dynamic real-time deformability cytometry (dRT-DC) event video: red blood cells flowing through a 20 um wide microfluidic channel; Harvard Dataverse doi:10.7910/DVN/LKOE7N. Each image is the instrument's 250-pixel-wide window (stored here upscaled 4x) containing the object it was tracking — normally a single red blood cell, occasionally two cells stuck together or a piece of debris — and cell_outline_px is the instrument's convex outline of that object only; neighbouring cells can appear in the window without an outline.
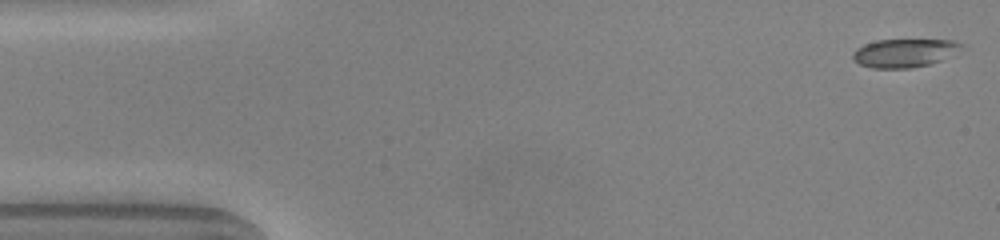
{"species": "common noctule bat (a hibernating species)", "species_latin": "Nyctalus noctula", "temperature_condition": "warm", "stored_images_in_passage": 49, "camera_frame_rate_fps": 3000, "um_per_image_px": 0.085, "animal": {"sex": "male", "body_mass_g": 20.0, "forearm_length_mm": 53.3}, "frame": {"image": 1, "passage_image": 1, "time_ms": 0.0, "image_size_px": [1000, 240], "cell_outline_px": [[968, 44], [940, 60], [928, 64], [912, 68], [872, 68], [860, 64], [852, 60], [852, 52], [856, 48], [864, 44], [876, 40], [952, 40]], "centroid_in_image_um": [76.83, 4.49], "position_along_channel_um": 8.2, "area_um2": 17.92}}
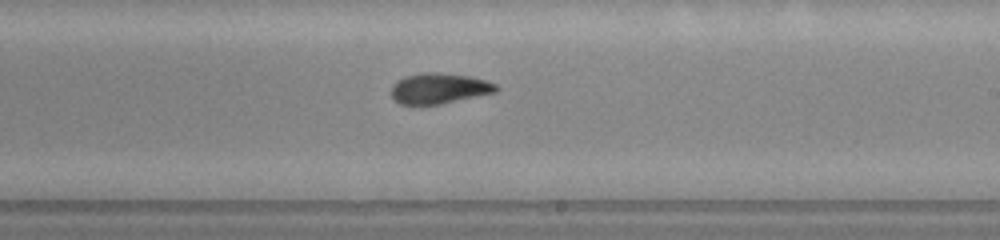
{"frame": {"image": 2, "passage_image": 28, "time_ms": 9.0, "image_size_px": [1000, 240], "cell_outline_px": [[500, 88], [496, 92], [440, 104], [400, 104], [392, 100], [392, 84], [396, 80], [404, 76], [424, 72], [436, 72], [468, 76], [484, 80], [496, 84]], "centroid_in_image_um": [37.29, 7.51], "position_along_channel_um": 251.7, "area_um2": 18.67}}
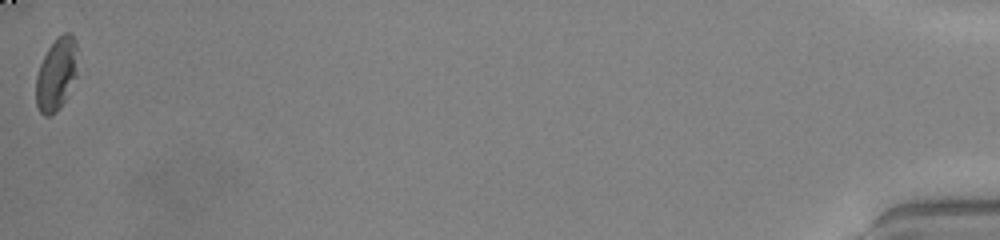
{"frame": {"image": 3, "passage_image": 49, "time_ms": 16.0, "image_size_px": [1000, 240], "cell_outline_px": [[76, 76], [60, 108], [56, 112], [48, 116], [44, 116], [40, 112], [36, 104], [36, 76], [40, 64], [48, 48], [64, 32], [72, 32], [76, 40]], "centroid_in_image_um": [4.78, 6.31], "position_along_channel_um": 430.4, "area_um2": 17.4}, "authors_computed_cell_mechanics": {"area_um2": 18.9006, "velocity_mm_per_s": 4.0541, "shape_relaxation_time_tau1_ms": 6.6313, "shape_relaxation_time_tau2_ms": 1.3739, "deformation_change_tau1": 0.2225, "deformation_change_tau2": 0.056}}